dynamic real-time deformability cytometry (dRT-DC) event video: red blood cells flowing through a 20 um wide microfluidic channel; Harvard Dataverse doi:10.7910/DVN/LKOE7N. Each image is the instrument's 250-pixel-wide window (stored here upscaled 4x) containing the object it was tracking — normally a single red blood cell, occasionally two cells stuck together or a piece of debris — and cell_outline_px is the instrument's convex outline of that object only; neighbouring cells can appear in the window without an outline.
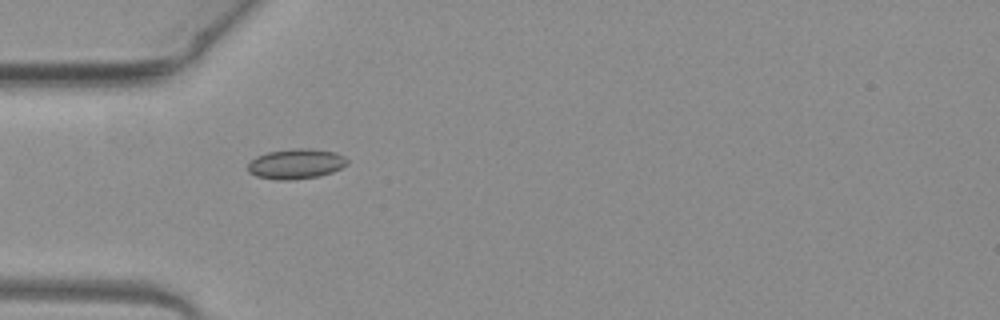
{"species": "common noctule bat (a hibernating species)", "species_latin": "Nyctalus noctula", "temperature_condition": "warm", "stored_images_in_passage": 32, "camera_frame_rate_fps": 3000, "um_per_image_px": 0.085, "animal": {"sex": "female", "body_mass_g": 19.3, "forearm_length_mm": 54.1}, "frame": {"image": 1, "passage_image": 1, "time_ms": 0.0, "image_size_px": [1000, 320], "cell_outline_px": [[348, 164], [332, 172], [320, 176], [292, 180], [276, 180], [256, 176], [248, 172], [248, 164], [256, 156], [268, 152], [292, 148], [308, 148], [336, 152], [344, 156], [348, 160]], "centroid_in_image_um": [25.16, 13.93], "position_along_channel_um": 59.8, "area_um2": 17.57}}
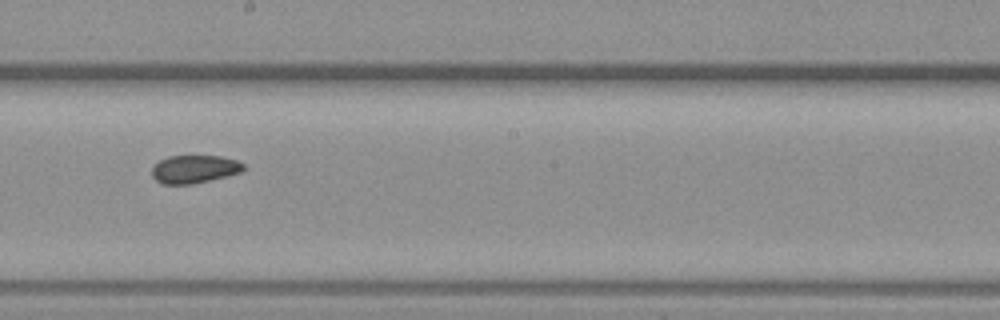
{"frame": {"image": 2, "passage_image": 14, "time_ms": 4.333, "image_size_px": [1000, 320], "cell_outline_px": [[244, 168], [240, 172], [192, 184], [160, 184], [152, 176], [152, 168], [160, 160], [168, 156], [220, 156], [236, 160], [244, 164]], "centroid_in_image_um": [16.48, 14.37], "position_along_channel_um": 231.7, "area_um2": 14.74}}
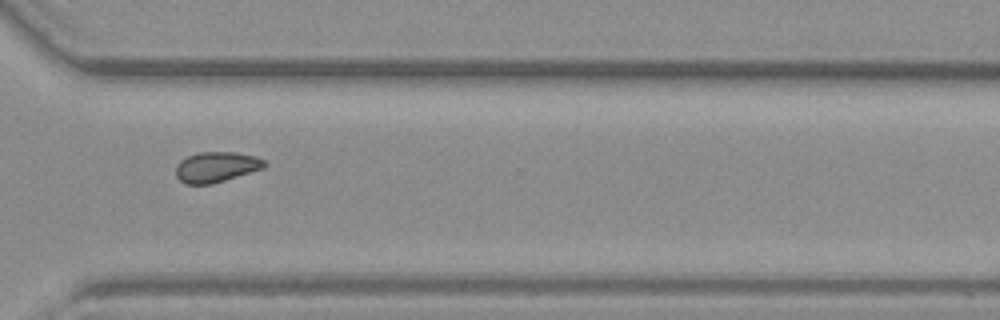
{"frame": {"image": 3, "passage_image": 23, "time_ms": 7.333, "image_size_px": [1000, 320], "cell_outline_px": [[268, 164], [264, 168], [212, 184], [184, 184], [176, 176], [176, 168], [180, 160], [188, 156], [200, 152], [236, 152], [256, 156], [264, 160]], "centroid_in_image_um": [18.4, 14.19], "position_along_channel_um": 352.2, "area_um2": 15.72}, "authors_computed_cell_mechanics": {"area_um2": 15.606, "velocity_mm_per_s": 4.0149, "shape_relaxation_time_tau1_ms": null, "shape_relaxation_time_tau2_ms": 2.1103, "deformation_change_tau1": null, "deformation_change_tau2": 0.0487}}